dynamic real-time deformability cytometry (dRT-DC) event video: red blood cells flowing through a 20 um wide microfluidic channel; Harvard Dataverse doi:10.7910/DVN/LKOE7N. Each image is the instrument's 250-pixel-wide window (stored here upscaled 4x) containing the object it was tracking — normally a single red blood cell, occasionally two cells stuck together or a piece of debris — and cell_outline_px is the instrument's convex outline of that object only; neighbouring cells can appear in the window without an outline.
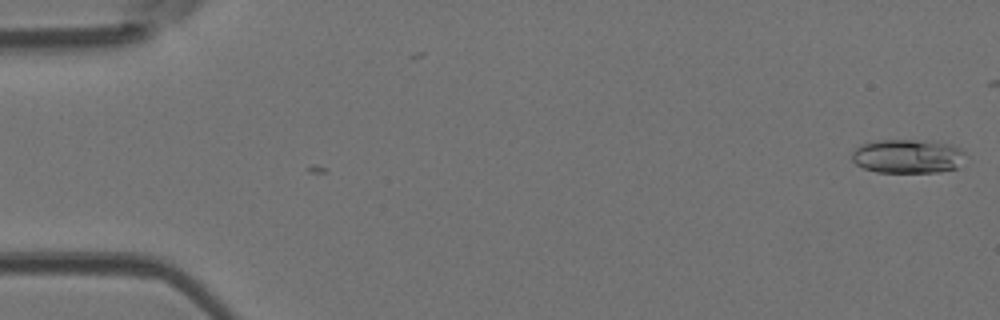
{"species": "Egyptian fruit bat (a non-hibernating species)", "species_latin": "Rousettus aegyptiacus", "temperature_condition": "room temperature", "stored_images_in_passage": 2, "camera_frame_rate_fps": 3000, "um_per_image_px": 0.085, "animal": {"sex": "female"}, "frame": {"image": 1, "passage_image": 1, "time_ms": 0.0, "image_size_px": [1000, 320], "cell_outline_px": [[964, 152], [956, 168], [940, 172], [876, 172], [864, 168], [856, 164], [852, 160], [852, 152], [860, 144], [872, 140], [932, 140], [952, 144], [960, 148]], "centroid_in_image_um": [77.11, 13.26], "position_along_channel_um": 7.9, "area_um2": 22.6}}